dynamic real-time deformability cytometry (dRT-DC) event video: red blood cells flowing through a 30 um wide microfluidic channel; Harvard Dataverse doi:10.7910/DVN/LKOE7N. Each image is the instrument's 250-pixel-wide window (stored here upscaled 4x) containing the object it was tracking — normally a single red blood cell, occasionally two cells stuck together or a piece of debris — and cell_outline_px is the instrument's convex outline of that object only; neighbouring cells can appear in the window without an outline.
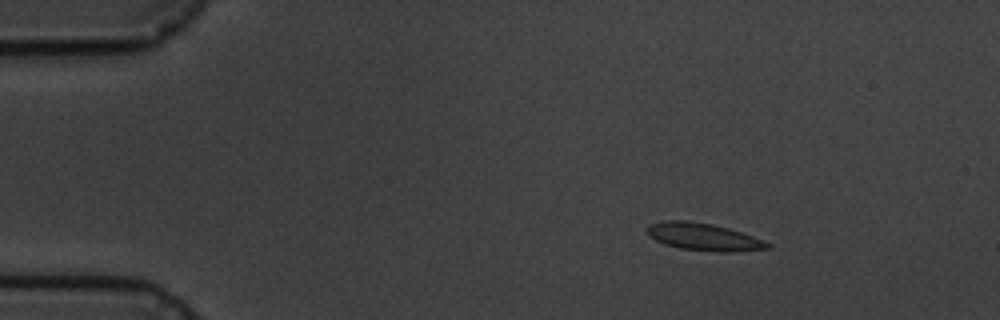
{"species": "common noctule bat (a hibernating species)", "species_latin": "Nyctalus noctula", "temperature_condition": "cold", "stored_images_in_passage": 6, "camera_frame_rate_fps": 3000, "um_per_image_px": 0.085, "animal": {"sex": "male", "body_mass_g": 19.5, "forearm_length_mm": 54.6}, "frame": {"image": 1, "passage_image": 3, "time_ms": 2.333, "image_size_px": [1000, 320], "cell_outline_px": [[772, 248], [732, 252], [720, 252], [680, 248], [664, 244], [648, 236], [648, 224], [664, 220], [684, 220], [712, 224], [728, 228], [752, 236], [772, 244]], "centroid_in_image_um": [59.8, 20.13], "position_along_channel_um": 25.2, "area_um2": 19.13}}
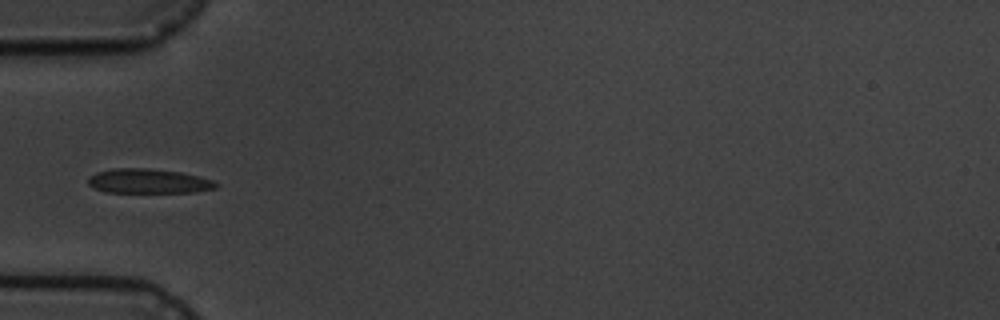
{"frame": {"image": 2, "passage_image": 6, "time_ms": 5.667, "image_size_px": [1000, 320], "cell_outline_px": [[220, 184], [216, 188], [196, 192], [104, 192], [92, 188], [88, 184], [88, 176], [96, 172], [112, 168], [148, 168], [180, 172], [212, 180]], "centroid_in_image_um": [12.57, 15.4], "position_along_channel_um": 72.4, "area_um2": 18.38}}